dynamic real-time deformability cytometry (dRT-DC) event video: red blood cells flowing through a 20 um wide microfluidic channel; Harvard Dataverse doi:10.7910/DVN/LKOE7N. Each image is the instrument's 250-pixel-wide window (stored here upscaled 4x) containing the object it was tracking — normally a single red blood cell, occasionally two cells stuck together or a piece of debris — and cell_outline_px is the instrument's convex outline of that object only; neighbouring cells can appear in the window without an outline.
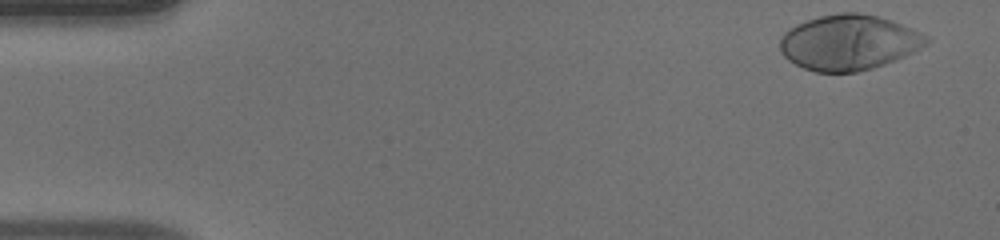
{"species": "human", "species_latin": "Homo sapiens", "temperature_condition": "warm", "stored_images_in_passage": 41, "camera_frame_rate_fps": 3000, "um_per_image_px": 0.085, "donor": {"sex": "male"}, "frame": {"image": 1, "passage_image": 1, "time_ms": 0.0, "image_size_px": [1000, 240], "cell_outline_px": [[932, 40], [920, 48], [904, 56], [884, 64], [872, 68], [856, 72], [816, 72], [804, 68], [788, 60], [780, 52], [780, 36], [784, 32], [796, 24], [820, 16], [840, 12], [856, 12], [876, 16], [912, 28], [928, 36]], "centroid_in_image_um": [72.12, 3.61], "position_along_channel_um": 12.9, "area_um2": 46.99}}
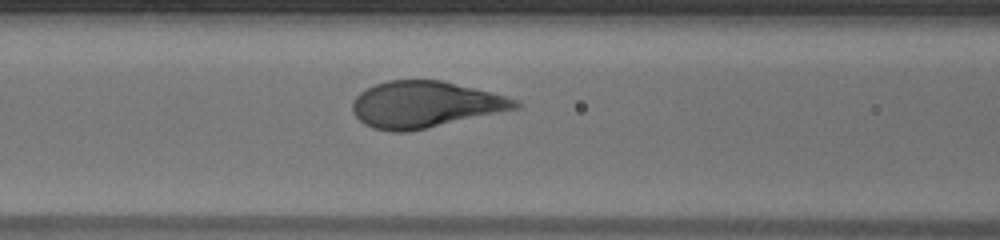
{"frame": {"image": 2, "passage_image": 20, "time_ms": 6.333, "image_size_px": [1000, 240], "cell_outline_px": [[520, 108], [408, 132], [388, 132], [372, 128], [364, 124], [352, 112], [352, 104], [356, 96], [360, 92], [376, 84], [388, 80], [440, 80], [520, 100]], "centroid_in_image_um": [36.09, 8.9], "position_along_channel_um": 130.5, "area_um2": 43.75}}
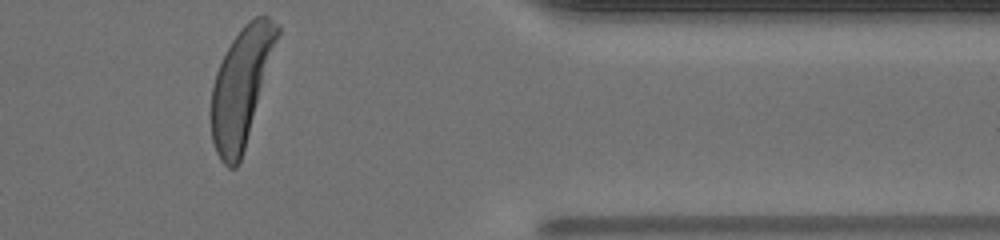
{"frame": {"image": 3, "passage_image": 41, "time_ms": 13.333, "image_size_px": [1000, 240], "cell_outline_px": [[280, 32], [244, 148], [240, 160], [236, 168], [228, 168], [220, 160], [216, 152], [212, 140], [212, 84], [216, 72], [232, 40], [244, 24], [256, 16], [264, 12], [280, 28]], "centroid_in_image_um": [20.5, 7.35], "position_along_channel_um": 390.9, "area_um2": 44.16}, "authors_computed_cell_mechanics": {"area_um2": 44.1592, "velocity_mm_per_s": 4.0166, "shape_relaxation_time_tau1_ms": 2.1364, "shape_relaxation_time_tau2_ms": null, "deformation_change_tau1": 0.203, "deformation_change_tau2": null}}